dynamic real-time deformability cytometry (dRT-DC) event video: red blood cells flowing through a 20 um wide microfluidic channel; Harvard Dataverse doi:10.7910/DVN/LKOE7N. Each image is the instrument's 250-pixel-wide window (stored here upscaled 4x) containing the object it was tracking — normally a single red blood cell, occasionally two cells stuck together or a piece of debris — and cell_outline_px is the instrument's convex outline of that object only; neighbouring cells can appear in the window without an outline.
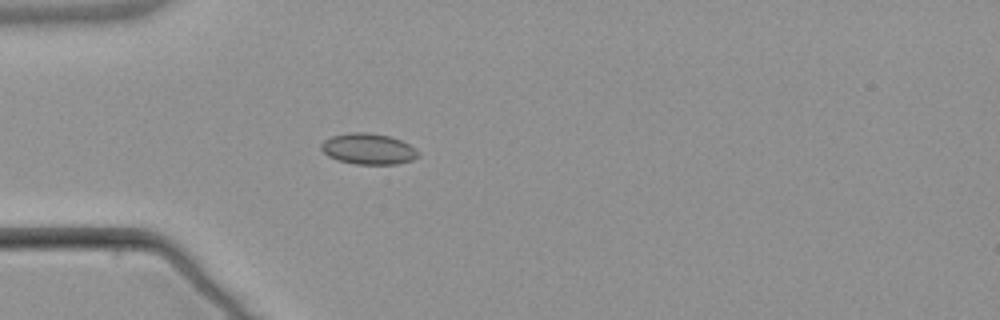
{"species": "common noctule bat (a hibernating species)", "species_latin": "Nyctalus noctula", "temperature_condition": "warm", "stored_images_in_passage": 3, "camera_frame_rate_fps": 3000, "um_per_image_px": 0.085, "animal": {"sex": "male", "body_mass_g": 21.5, "forearm_length_mm": 52.0}, "frame": {"image": 1, "passage_image": 3, "time_ms": 3.333, "image_size_px": [1000, 320], "cell_outline_px": [[420, 156], [412, 160], [396, 164], [356, 164], [340, 160], [328, 156], [320, 148], [320, 144], [324, 140], [332, 136], [348, 132], [368, 132], [388, 136], [400, 140], [416, 148], [420, 152]], "centroid_in_image_um": [31.32, 12.65], "position_along_channel_um": 53.7, "area_um2": 17.51}}